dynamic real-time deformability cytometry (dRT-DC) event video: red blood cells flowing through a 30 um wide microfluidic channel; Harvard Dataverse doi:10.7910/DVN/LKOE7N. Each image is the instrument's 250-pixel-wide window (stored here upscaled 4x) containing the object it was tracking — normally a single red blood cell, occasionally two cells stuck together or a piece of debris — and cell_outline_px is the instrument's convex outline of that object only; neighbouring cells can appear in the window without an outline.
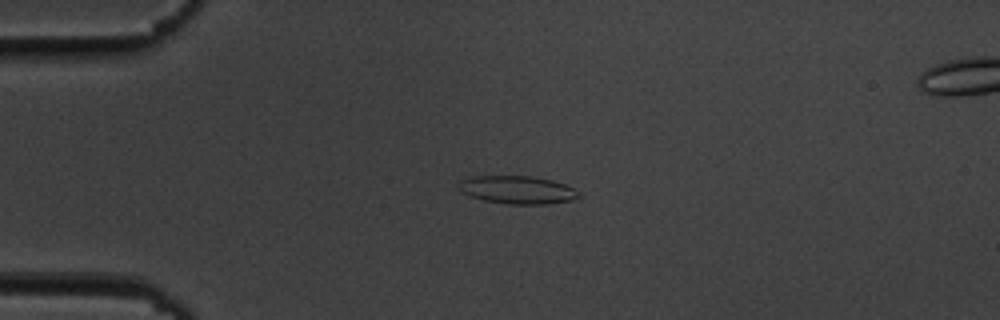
{"species": "common noctule bat (a hibernating species)", "species_latin": "Nyctalus noctula", "temperature_condition": "cold", "stored_images_in_passage": 54, "camera_frame_rate_fps": 3000, "um_per_image_px": 0.085, "animal": {"sex": "male", "body_mass_g": 19.5, "forearm_length_mm": 54.6}, "frame": {"image": 1, "passage_image": 12, "time_ms": 3.667, "image_size_px": [1000, 320], "cell_outline_px": [[580, 196], [572, 200], [548, 204], [508, 204], [484, 200], [468, 196], [460, 192], [456, 188], [456, 184], [460, 180], [468, 176], [532, 176], [552, 180], [564, 184], [580, 192]], "centroid_in_image_um": [43.9, 16.13], "position_along_channel_um": 41.1, "area_um2": 19.88}}
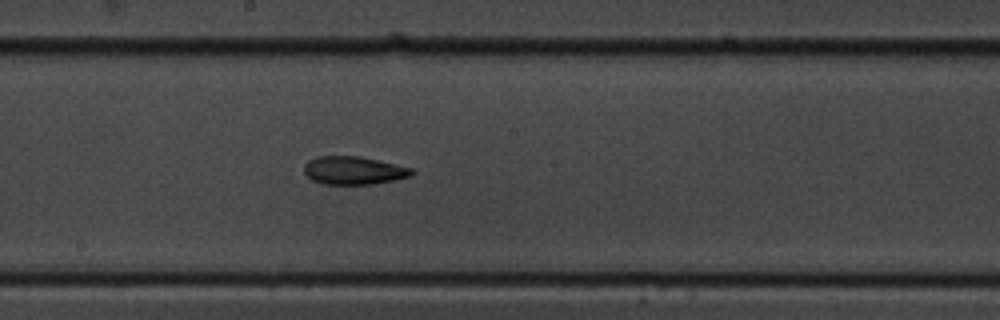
{"frame": {"image": 2, "passage_image": 29, "time_ms": 9.333, "image_size_px": [1000, 320], "cell_outline_px": [[416, 172], [412, 176], [372, 184], [324, 184], [312, 180], [304, 172], [304, 164], [308, 160], [316, 156], [360, 156], [396, 164], [412, 168]], "centroid_in_image_um": [30.06, 14.48], "position_along_channel_um": 218.1, "area_um2": 17.69}}
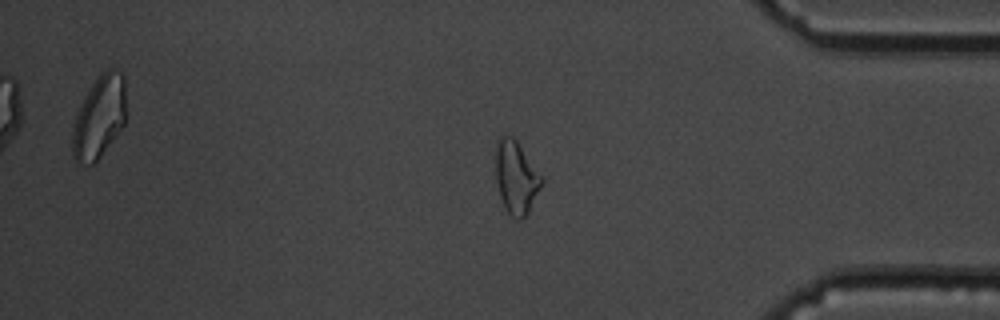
{"frame": {"image": 3, "passage_image": 45, "time_ms": 14.667, "image_size_px": [1000, 320], "cell_outline_px": [[544, 180], [528, 212], [520, 220], [516, 220], [504, 208], [500, 196], [496, 180], [496, 144], [500, 136], [504, 132], [512, 136], [516, 140]], "centroid_in_image_um": [43.84, 15.06], "position_along_channel_um": 391.4, "area_um2": 19.31}, "authors_computed_cell_mechanics": {"area_um2": 18.6405, "velocity_mm_per_s": 3.6207, "shape_relaxation_time_tau1_ms": null, "shape_relaxation_time_tau2_ms": 5.5545, "deformation_change_tau1": null, "deformation_change_tau2": 0.147}}